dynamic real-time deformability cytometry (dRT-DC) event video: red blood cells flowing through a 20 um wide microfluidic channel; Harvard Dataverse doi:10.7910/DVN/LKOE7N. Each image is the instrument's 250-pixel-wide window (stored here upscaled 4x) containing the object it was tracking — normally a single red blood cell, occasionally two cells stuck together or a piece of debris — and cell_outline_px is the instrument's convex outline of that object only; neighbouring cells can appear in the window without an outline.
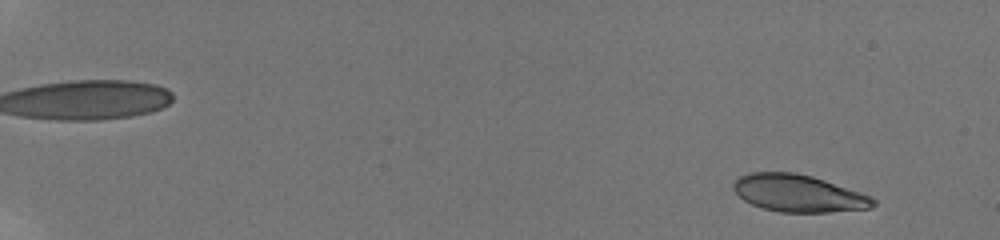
{"species": "human", "species_latin": "Homo sapiens", "temperature_condition": "room temperature", "stored_images_in_passage": 57, "camera_frame_rate_fps": 3000, "um_per_image_px": 0.085, "donor": {"sex": "male"}, "frame": {"image": 1, "passage_image": 5, "time_ms": 1.333, "image_size_px": [1000, 240], "cell_outline_px": [[876, 204], [872, 208], [828, 212], [780, 212], [764, 208], [752, 204], [744, 200], [732, 188], [732, 184], [740, 176], [752, 172], [796, 172], [812, 176], [872, 196], [876, 200]], "centroid_in_image_um": [67.88, 16.43], "position_along_channel_um": 17.1, "area_um2": 30.23}}
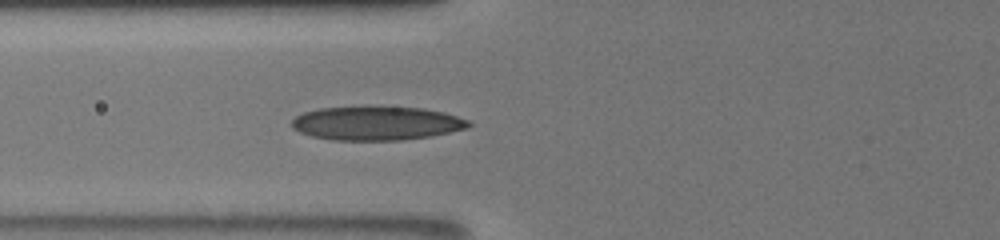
{"frame": {"image": 2, "passage_image": 26, "time_ms": 8.333, "image_size_px": [1000, 240], "cell_outline_px": [[472, 124], [468, 128], [428, 136], [400, 140], [332, 140], [312, 136], [300, 132], [292, 128], [292, 120], [296, 116], [304, 112], [320, 108], [424, 108], [444, 112], [468, 120]], "centroid_in_image_um": [32.0, 10.49], "position_along_channel_um": 93.8, "area_um2": 34.16}}
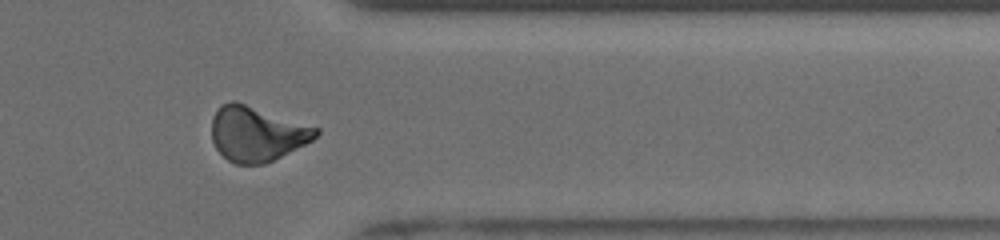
{"frame": {"image": 3, "passage_image": 49, "time_ms": 16.0, "image_size_px": [1000, 240], "cell_outline_px": [[320, 132], [312, 140], [264, 164], [236, 164], [228, 160], [216, 148], [212, 140], [212, 116], [220, 104], [232, 100], [236, 100], [320, 128]], "centroid_in_image_um": [21.8, 11.34], "position_along_channel_um": 389.6, "area_um2": 33.35}, "authors_computed_cell_mechanics": {"area_um2": 32.5992, "velocity_mm_per_s": 3.8938, "shape_relaxation_time_tau1_ms": 8.9291, "shape_relaxation_time_tau2_ms": 2.6376, "deformation_change_tau1": 0.2312, "deformation_change_tau2": 0.0954}}